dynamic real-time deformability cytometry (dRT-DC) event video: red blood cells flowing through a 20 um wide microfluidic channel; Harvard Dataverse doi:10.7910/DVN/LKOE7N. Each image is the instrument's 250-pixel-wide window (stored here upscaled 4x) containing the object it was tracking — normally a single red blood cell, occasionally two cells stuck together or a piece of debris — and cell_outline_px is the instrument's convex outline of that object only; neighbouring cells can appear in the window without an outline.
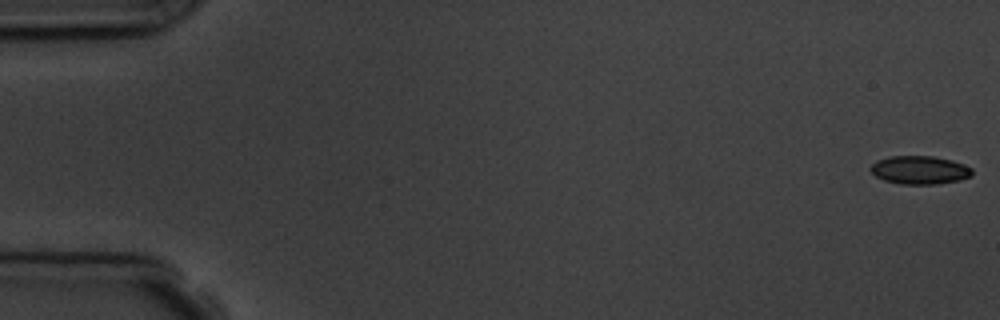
{"species": "common noctule bat (a hibernating species)", "species_latin": "Nyctalus noctula", "temperature_condition": "room temperature", "stored_images_in_passage": 4, "camera_frame_rate_fps": 3000, "um_per_image_px": 0.085, "animal": {"sex": "male", "body_mass_g": 19.5, "forearm_length_mm": 54.6}, "frame": {"image": 1, "passage_image": 1, "time_ms": 0.0, "image_size_px": [1000, 320], "cell_outline_px": [[972, 176], [960, 180], [936, 184], [904, 184], [884, 180], [876, 176], [868, 168], [876, 160], [888, 156], [932, 156], [952, 160], [964, 164], [972, 168]], "centroid_in_image_um": [78.17, 14.44], "position_along_channel_um": 6.8, "area_um2": 16.82}}